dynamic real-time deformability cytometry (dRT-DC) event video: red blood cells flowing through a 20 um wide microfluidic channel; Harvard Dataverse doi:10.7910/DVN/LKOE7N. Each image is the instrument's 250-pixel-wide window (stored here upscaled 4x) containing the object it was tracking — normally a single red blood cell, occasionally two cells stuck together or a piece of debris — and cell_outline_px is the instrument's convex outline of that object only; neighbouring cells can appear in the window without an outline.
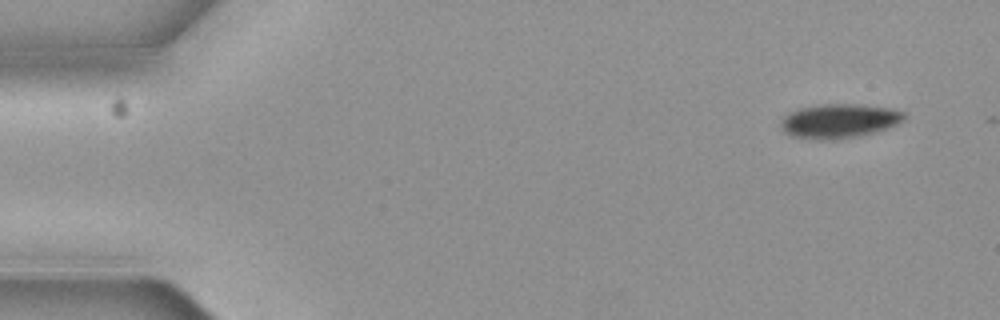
{"species": "common noctule bat (a hibernating species)", "species_latin": "Nyctalus noctula", "temperature_condition": "cold", "stored_images_in_passage": 3, "camera_frame_rate_fps": 3000, "um_per_image_px": 0.085, "animal": {"sex": "female", "body_mass_g": 19.3, "forearm_length_mm": 54.1}, "frame": {"image": 1, "passage_image": 1, "time_ms": 0.0, "image_size_px": [1000, 320], "cell_outline_px": [[904, 120], [888, 128], [876, 132], [856, 136], [796, 136], [788, 132], [780, 124], [784, 116], [788, 112], [800, 108], [820, 104], [856, 104], [888, 108], [904, 112]], "centroid_in_image_um": [71.4, 10.21], "position_along_channel_um": 13.6, "area_um2": 23.18}}